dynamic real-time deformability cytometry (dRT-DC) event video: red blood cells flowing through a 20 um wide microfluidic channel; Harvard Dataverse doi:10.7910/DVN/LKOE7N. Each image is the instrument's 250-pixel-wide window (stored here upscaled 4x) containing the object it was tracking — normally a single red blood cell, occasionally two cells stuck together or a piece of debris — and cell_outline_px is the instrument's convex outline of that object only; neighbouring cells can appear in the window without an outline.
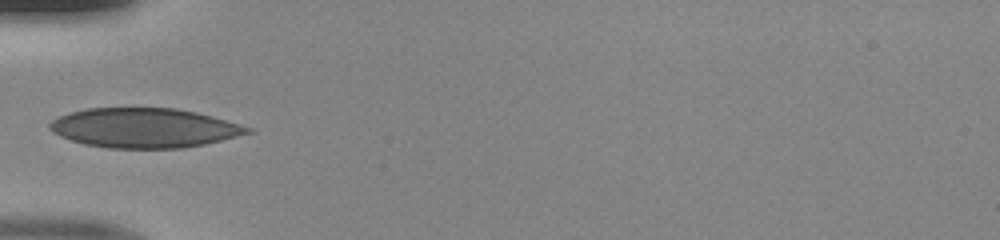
{"species": "human", "species_latin": "Homo sapiens", "temperature_condition": "room temperature", "stored_images_in_passage": 33, "camera_frame_rate_fps": 3000, "um_per_image_px": 0.085, "donor": {"sex": "male"}, "frame": {"image": 1, "passage_image": 1, "time_ms": 0.0, "image_size_px": [1000, 240], "cell_outline_px": [[252, 132], [204, 144], [180, 148], [108, 148], [84, 144], [60, 136], [52, 132], [48, 128], [48, 124], [52, 120], [68, 112], [88, 108], [176, 108], [196, 112], [212, 116], [240, 124], [252, 128]], "centroid_in_image_um": [12.22, 10.87], "position_along_channel_um": 72.8, "area_um2": 45.49}}
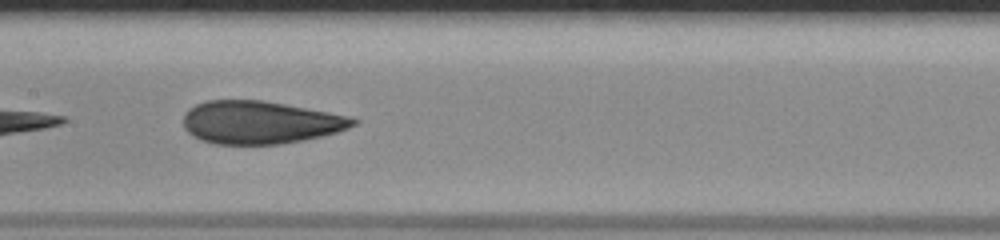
{"frame": {"image": 2, "passage_image": 9, "time_ms": 2.667, "image_size_px": [1000, 240], "cell_outline_px": [[360, 120], [356, 124], [348, 128], [336, 132], [304, 140], [280, 144], [216, 144], [200, 140], [192, 136], [184, 128], [184, 112], [188, 108], [204, 100], [264, 100], [328, 112], [348, 116]], "centroid_in_image_um": [22.07, 10.4], "position_along_channel_um": 185.3, "area_um2": 42.48}}
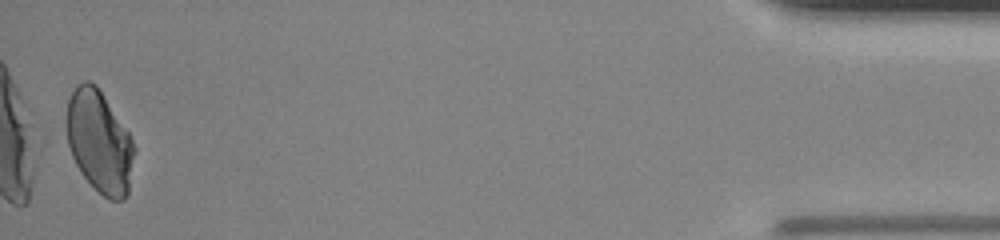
{"frame": {"image": 3, "passage_image": 32, "time_ms": 10.333, "image_size_px": [1000, 240], "cell_outline_px": [[136, 148], [128, 196], [124, 200], [108, 200], [80, 172], [72, 156], [68, 144], [64, 124], [64, 120], [68, 100], [76, 84], [84, 80], [88, 80], [96, 84], [128, 132]], "centroid_in_image_um": [8.43, 12.03], "position_along_channel_um": 426.8, "area_um2": 40.75}}